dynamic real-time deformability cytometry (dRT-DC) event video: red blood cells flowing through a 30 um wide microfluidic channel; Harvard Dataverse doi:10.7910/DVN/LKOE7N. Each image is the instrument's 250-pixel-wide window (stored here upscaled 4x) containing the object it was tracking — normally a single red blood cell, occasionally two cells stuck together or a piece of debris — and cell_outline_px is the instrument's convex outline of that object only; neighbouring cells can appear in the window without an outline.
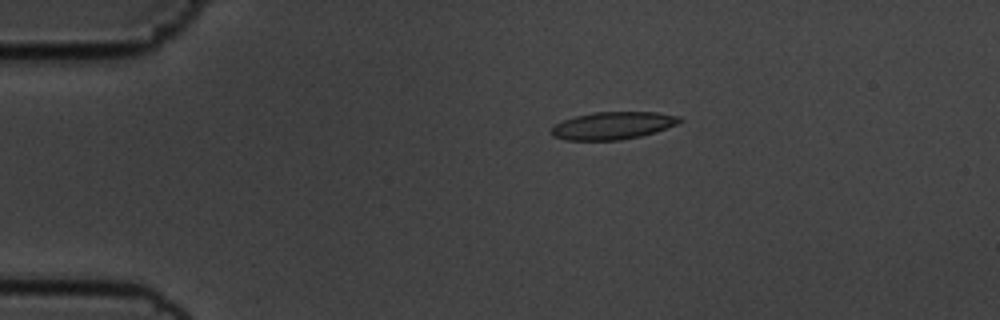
{"species": "common noctule bat (a hibernating species)", "species_latin": "Nyctalus noctula", "temperature_condition": "cold", "stored_images_in_passage": 38, "camera_frame_rate_fps": 3000, "um_per_image_px": 0.085, "animal": {"sex": "male", "body_mass_g": 19.5, "forearm_length_mm": 54.6}, "frame": {"image": 1, "passage_image": 1, "time_ms": 0.0, "image_size_px": [1000, 320], "cell_outline_px": [[684, 120], [676, 124], [656, 132], [640, 136], [620, 140], [564, 140], [552, 136], [552, 128], [556, 124], [564, 120], [576, 116], [592, 112], [656, 112], [680, 116]], "centroid_in_image_um": [52.11, 10.67], "position_along_channel_um": 32.9, "area_um2": 20.52}}
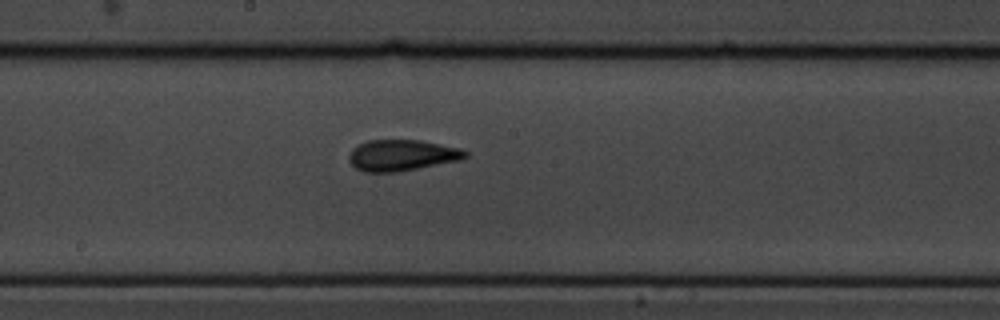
{"frame": {"image": 2, "passage_image": 20, "time_ms": 6.333, "image_size_px": [1000, 320], "cell_outline_px": [[468, 156], [460, 160], [396, 172], [364, 172], [356, 168], [348, 160], [348, 156], [352, 148], [368, 140], [420, 140], [460, 148], [468, 152]], "centroid_in_image_um": [34.15, 13.19], "position_along_channel_um": 214.1, "area_um2": 21.04}}
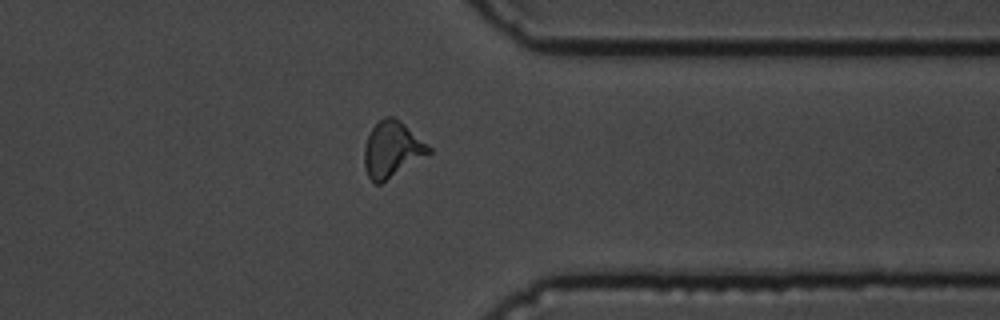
{"frame": {"image": 3, "passage_image": 34, "time_ms": 11.0, "image_size_px": [1000, 320], "cell_outline_px": [[432, 152], [380, 184], [376, 184], [368, 176], [364, 168], [364, 144], [372, 128], [384, 116], [392, 116], [400, 120], [428, 144], [432, 148]], "centroid_in_image_um": [33.31, 12.69], "position_along_channel_um": 378.1, "area_um2": 20.92}, "authors_computed_cell_mechanics": {"area_um2": 20.7213, "velocity_mm_per_s": 3.6166, "shape_relaxation_time_tau1_ms": 4.3982, "shape_relaxation_time_tau2_ms": 2.1778, "deformation_change_tau1": 0.1699, "deformation_change_tau2": 0.0913}}